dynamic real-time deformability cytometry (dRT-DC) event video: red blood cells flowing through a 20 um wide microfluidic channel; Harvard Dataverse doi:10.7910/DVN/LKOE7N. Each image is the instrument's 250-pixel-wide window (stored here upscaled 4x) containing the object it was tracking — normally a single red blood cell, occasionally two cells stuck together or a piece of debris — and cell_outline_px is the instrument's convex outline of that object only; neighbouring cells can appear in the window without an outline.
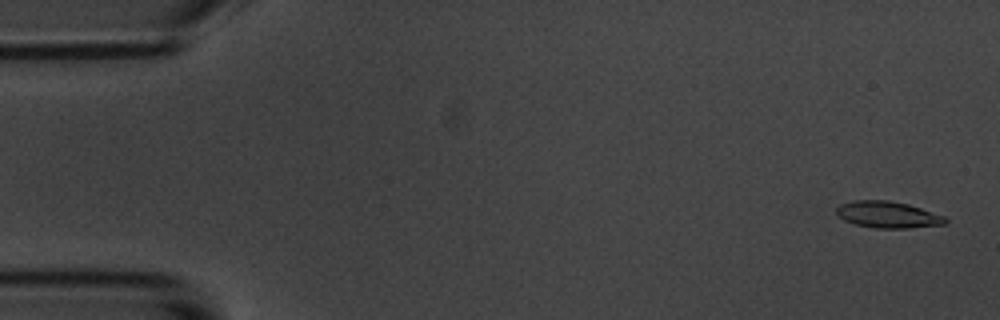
{"species": "common noctule bat (a hibernating species)", "species_latin": "Nyctalus noctula", "temperature_condition": "room temperature", "stored_images_in_passage": 56, "camera_frame_rate_fps": 3000, "um_per_image_px": 0.085, "animal": {"sex": "male", "body_mass_g": 20.1, "forearm_length_mm": 53.5}, "frame": {"image": 1, "passage_image": 2, "time_ms": 0.333, "image_size_px": [1000, 320], "cell_outline_px": [[948, 220], [944, 224], [908, 228], [876, 228], [856, 224], [844, 220], [836, 216], [836, 208], [840, 204], [852, 200], [888, 200], [908, 204], [944, 216]], "centroid_in_image_um": [75.41, 18.24], "position_along_channel_um": 9.6, "area_um2": 16.82}}
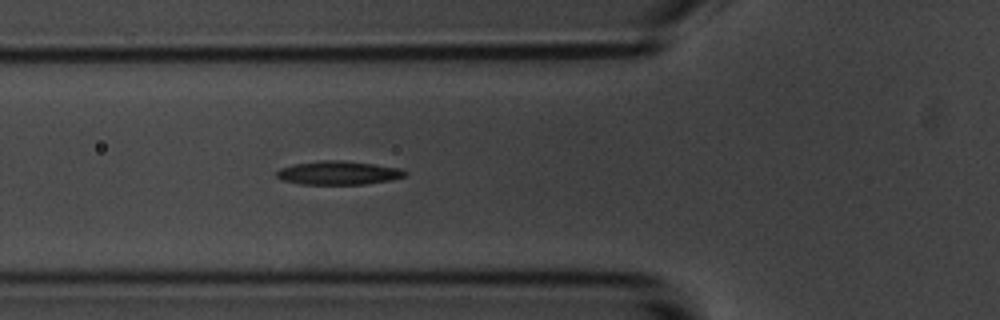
{"frame": {"image": 2, "passage_image": 20, "time_ms": 6.333, "image_size_px": [1000, 320], "cell_outline_px": [[408, 176], [392, 180], [364, 184], [300, 184], [280, 180], [276, 176], [276, 172], [280, 168], [292, 164], [320, 160], [340, 160], [376, 164], [400, 168], [408, 172]], "centroid_in_image_um": [28.78, 14.69], "position_along_channel_um": 97.0, "area_um2": 17.98}}
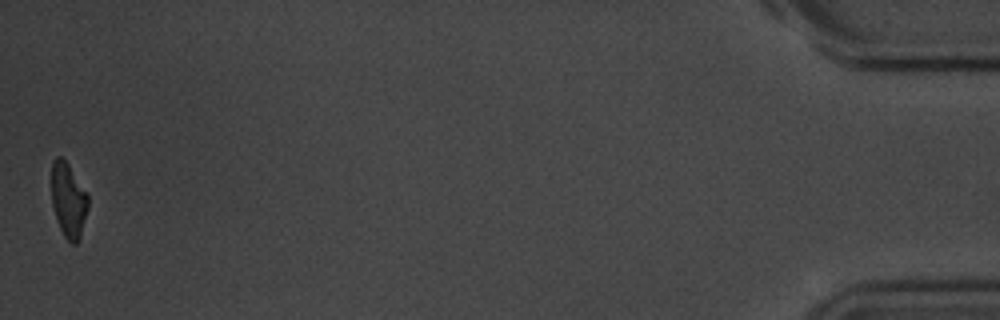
{"frame": {"image": 3, "passage_image": 56, "time_ms": 18.333, "image_size_px": [1000, 320], "cell_outline_px": [[88, 208], [80, 236], [76, 244], [72, 244], [64, 236], [56, 220], [52, 204], [52, 164], [56, 156], [60, 156], [68, 164], [88, 192]], "centroid_in_image_um": [5.82, 17.01], "position_along_channel_um": 429.4, "area_um2": 15.9}, "authors_computed_cell_mechanics": {"area_um2": 17.2533, "velocity_mm_per_s": 3.562, "shape_relaxation_time_tau1_ms": 4.5153, "shape_relaxation_time_tau2_ms": 5.6162, "deformation_change_tau1": 0.1469, "deformation_change_tau2": 0.1307}}